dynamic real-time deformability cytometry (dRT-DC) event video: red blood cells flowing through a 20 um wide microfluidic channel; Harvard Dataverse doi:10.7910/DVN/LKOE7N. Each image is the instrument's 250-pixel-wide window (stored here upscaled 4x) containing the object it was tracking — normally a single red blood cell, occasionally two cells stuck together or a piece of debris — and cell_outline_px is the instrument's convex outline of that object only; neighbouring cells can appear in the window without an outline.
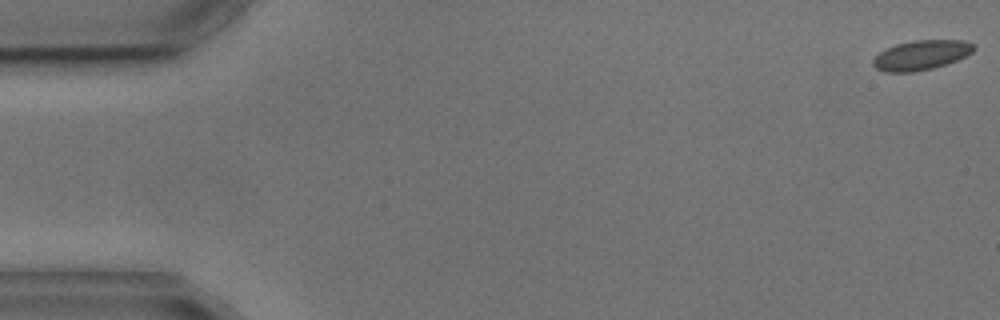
{"species": "common noctule bat (a hibernating species)", "species_latin": "Nyctalus noctula", "temperature_condition": "cold", "stored_images_in_passage": 4, "camera_frame_rate_fps": 3000, "um_per_image_px": 0.085, "animal": {"sex": "male", "body_mass_g": 17.9, "forearm_length_mm": 54.2}, "frame": {"image": 1, "passage_image": 1, "time_ms": 0.0, "image_size_px": [1000, 320], "cell_outline_px": [[976, 48], [972, 52], [956, 60], [932, 68], [912, 72], [884, 72], [876, 68], [872, 64], [872, 60], [880, 52], [896, 44], [912, 40], [964, 40], [976, 44]], "centroid_in_image_um": [78.31, 4.67], "position_along_channel_um": 6.7, "area_um2": 17.34}}
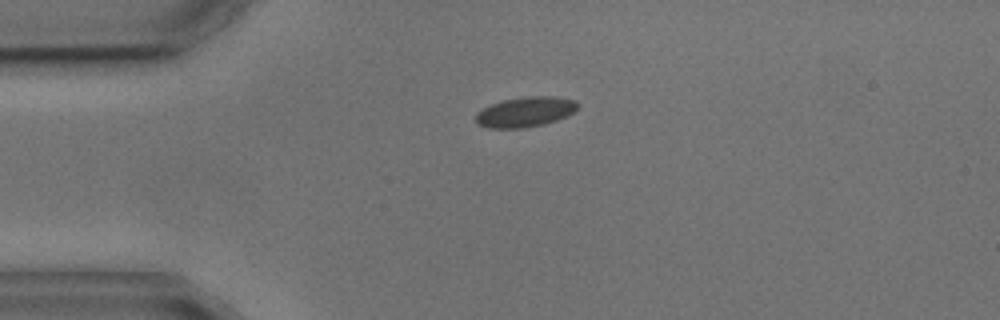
{"frame": {"image": 2, "passage_image": 4, "time_ms": 4.0, "image_size_px": [1000, 320], "cell_outline_px": [[580, 104], [568, 116], [544, 124], [524, 128], [488, 128], [480, 124], [476, 120], [476, 112], [492, 104], [504, 100], [528, 96], [556, 96], [576, 100]], "centroid_in_image_um": [44.69, 9.51], "position_along_channel_um": 40.3, "area_um2": 17.8}}